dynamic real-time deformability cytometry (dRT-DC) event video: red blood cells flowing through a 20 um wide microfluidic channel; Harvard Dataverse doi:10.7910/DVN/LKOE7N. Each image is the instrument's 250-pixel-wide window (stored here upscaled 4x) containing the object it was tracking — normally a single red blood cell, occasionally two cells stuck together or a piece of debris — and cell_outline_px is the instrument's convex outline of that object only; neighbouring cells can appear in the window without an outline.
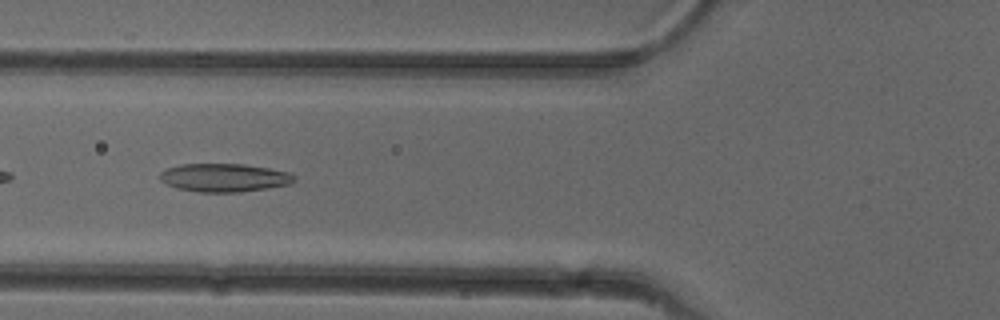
{"species": "common noctule bat (a hibernating species)", "species_latin": "Nyctalus noctula", "temperature_condition": "cold", "stored_images_in_passage": 50, "camera_frame_rate_fps": 3000, "um_per_image_px": 0.085, "animal": {"sex": "female"}, "frame": {"image": 1, "passage_image": 19, "time_ms": 6.0, "image_size_px": [1000, 320], "cell_outline_px": [[296, 180], [292, 184], [240, 192], [200, 192], [176, 188], [160, 180], [160, 172], [168, 168], [180, 164], [244, 164], [292, 172], [296, 176]], "centroid_in_image_um": [19.11, 15.1], "position_along_channel_um": 106.7, "area_um2": 22.25}}
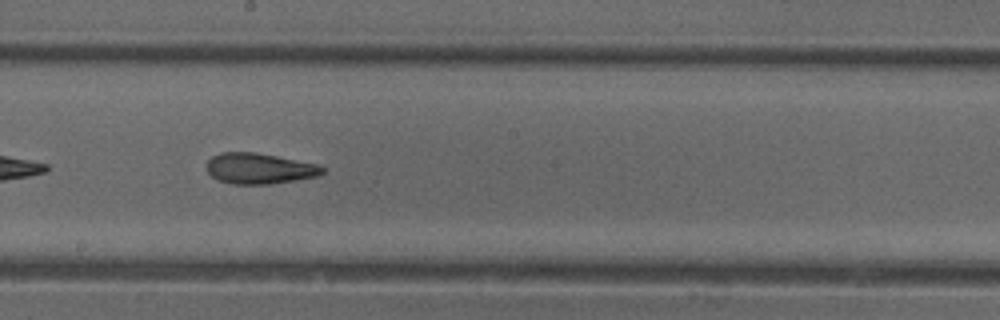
{"frame": {"image": 2, "passage_image": 28, "time_ms": 9.0, "image_size_px": [1000, 320], "cell_outline_px": [[324, 172], [316, 176], [296, 180], [268, 184], [232, 184], [216, 180], [204, 168], [208, 160], [212, 156], [220, 152], [252, 152], [276, 156], [316, 164], [324, 168]], "centroid_in_image_um": [21.97, 14.32], "position_along_channel_um": 226.2, "area_um2": 20.69}}
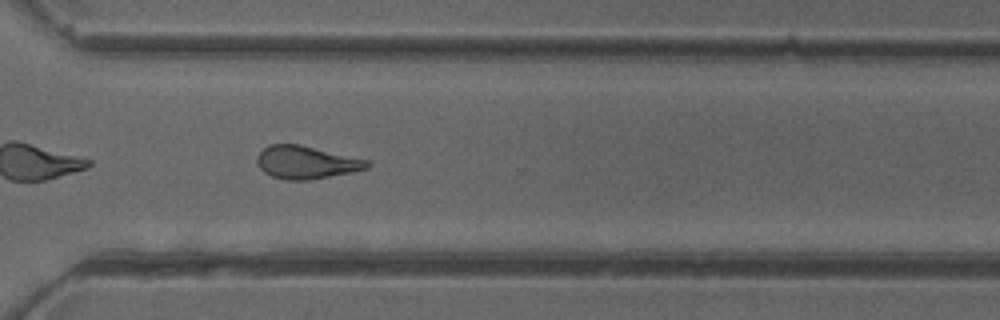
{"frame": {"image": 3, "passage_image": 37, "time_ms": 12.0, "image_size_px": [1000, 320], "cell_outline_px": [[372, 164], [368, 168], [352, 172], [312, 180], [284, 180], [272, 176], [264, 172], [256, 164], [256, 156], [268, 144], [300, 144], [368, 160]], "centroid_in_image_um": [26.02, 13.8], "position_along_channel_um": 344.6, "area_um2": 21.27}, "authors_computed_cell_mechanics": {"area_um2": 21.2704, "velocity_mm_per_s": 3.958, "shape_relaxation_time_tau1_ms": null, "shape_relaxation_time_tau2_ms": 2.826, "deformation_change_tau1": null, "deformation_change_tau2": 0.1039}}